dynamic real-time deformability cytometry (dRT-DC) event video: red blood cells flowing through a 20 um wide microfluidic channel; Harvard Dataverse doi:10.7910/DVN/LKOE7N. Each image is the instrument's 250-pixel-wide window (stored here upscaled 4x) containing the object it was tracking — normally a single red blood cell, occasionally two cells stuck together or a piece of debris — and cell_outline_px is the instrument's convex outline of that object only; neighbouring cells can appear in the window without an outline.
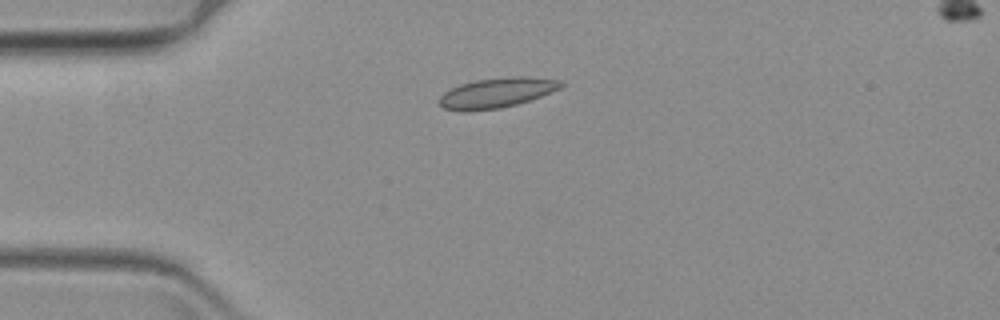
{"species": "common noctule bat (a hibernating species)", "species_latin": "Nyctalus noctula", "temperature_condition": "warm", "stored_images_in_passage": 41, "camera_frame_rate_fps": 3000, "um_per_image_px": 0.085, "animal": {"sex": "female", "body_mass_g": 19.3, "forearm_length_mm": 54.1}, "frame": {"image": 1, "passage_image": 1, "time_ms": 0.0, "image_size_px": [1000, 320], "cell_outline_px": [[564, 84], [560, 88], [540, 96], [516, 104], [500, 108], [444, 108], [436, 100], [444, 92], [460, 84], [476, 80], [504, 76], [528, 76], [560, 80]], "centroid_in_image_um": [42.28, 7.82], "position_along_channel_um": 42.7, "area_um2": 20.52}}
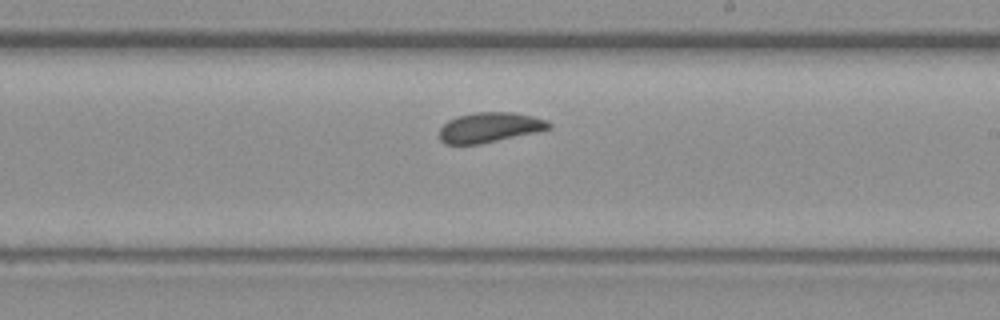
{"frame": {"image": 2, "passage_image": 22, "time_ms": 7.0, "image_size_px": [1000, 320], "cell_outline_px": [[552, 128], [496, 140], [476, 144], [444, 144], [440, 140], [440, 128], [448, 120], [456, 116], [476, 112], [512, 112], [532, 116], [548, 120], [552, 124]], "centroid_in_image_um": [41.6, 10.81], "position_along_channel_um": 247.4, "area_um2": 18.9}}
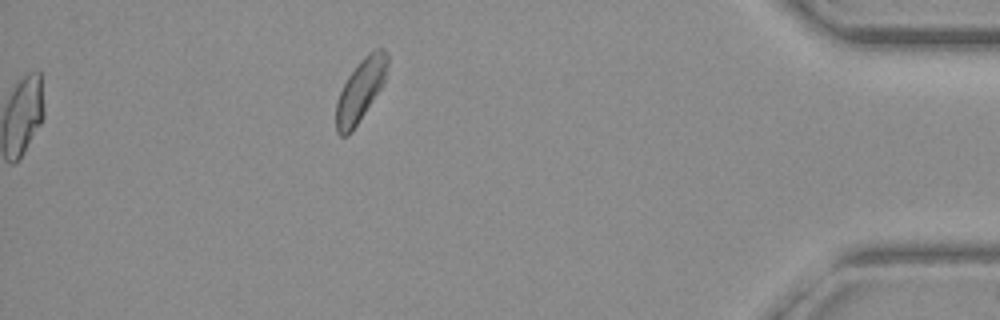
{"frame": {"image": 3, "passage_image": 41, "time_ms": 13.333, "image_size_px": [1000, 320], "cell_outline_px": [[388, 64], [384, 80], [380, 88], [352, 132], [348, 136], [340, 136], [336, 132], [336, 100], [348, 76], [360, 60], [368, 52], [376, 48], [384, 48], [388, 52]], "centroid_in_image_um": [30.63, 7.66], "position_along_channel_um": 404.6, "area_um2": 18.5}}